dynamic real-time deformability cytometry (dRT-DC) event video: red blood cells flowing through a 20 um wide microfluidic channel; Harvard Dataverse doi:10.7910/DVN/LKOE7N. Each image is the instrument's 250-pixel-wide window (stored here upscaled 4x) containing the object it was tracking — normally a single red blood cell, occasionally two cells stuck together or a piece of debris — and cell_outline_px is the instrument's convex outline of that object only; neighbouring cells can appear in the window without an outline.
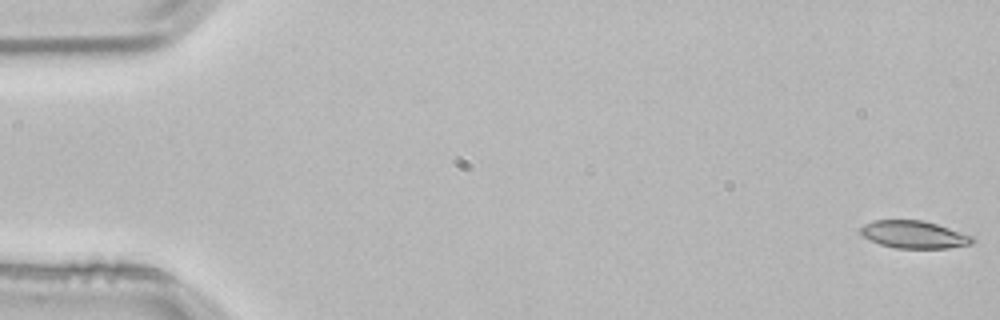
{"species": "common noctule bat (a hibernating species)", "species_latin": "Nyctalus noctula", "temperature_condition": "room temperature", "stored_images_in_passage": 4, "camera_frame_rate_fps": 3000, "um_per_image_px": 0.085, "animal": {"sex": "male", "body_mass_g": 21.5, "forearm_length_mm": 52.0}, "frame": {"image": 1, "passage_image": 1, "time_ms": 0.0, "image_size_px": [1000, 320], "cell_outline_px": [[976, 240], [972, 244], [948, 248], [896, 248], [880, 244], [860, 236], [860, 228], [864, 224], [876, 220], [924, 220], [972, 236]], "centroid_in_image_um": [77.67, 19.94], "position_along_channel_um": 7.3, "area_um2": 17.92}}
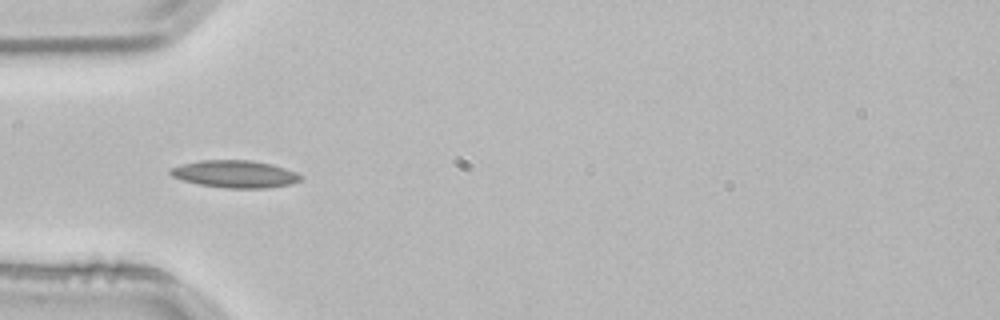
{"frame": {"image": 2, "passage_image": 4, "time_ms": 1.0, "image_size_px": [1000, 320], "cell_outline_px": [[304, 176], [300, 180], [292, 184], [268, 188], [228, 188], [200, 184], [184, 180], [172, 176], [168, 172], [172, 168], [184, 164], [200, 160], [252, 160], [272, 164], [296, 172]], "centroid_in_image_um": [20.03, 14.79], "position_along_channel_um": 65.0, "area_um2": 20.63}}